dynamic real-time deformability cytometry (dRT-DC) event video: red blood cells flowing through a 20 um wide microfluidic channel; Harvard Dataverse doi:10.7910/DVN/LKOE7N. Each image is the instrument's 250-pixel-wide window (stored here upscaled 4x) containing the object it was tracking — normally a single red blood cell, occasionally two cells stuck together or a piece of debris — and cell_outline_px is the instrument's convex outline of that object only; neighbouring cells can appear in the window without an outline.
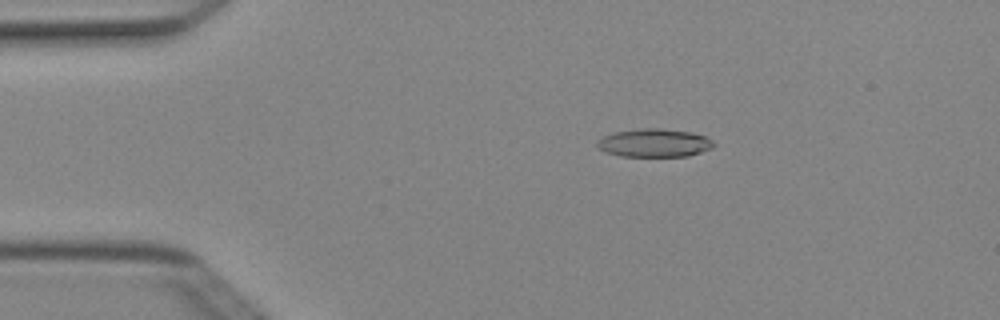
{"species": "Egyptian fruit bat (a non-hibernating species)", "species_latin": "Rousettus aegyptiacus", "temperature_condition": "cold", "stored_images_in_passage": 3, "camera_frame_rate_fps": 3000, "um_per_image_px": 0.085, "animal": {"sex": "female"}, "frame": {"image": 1, "passage_image": 1, "time_ms": 0.0, "image_size_px": [1000, 320], "cell_outline_px": [[716, 144], [712, 148], [688, 156], [620, 156], [604, 152], [596, 144], [596, 140], [612, 132], [640, 128], [660, 128], [692, 132], [704, 136], [712, 140]], "centroid_in_image_um": [55.6, 12.14], "position_along_channel_um": 29.4, "area_um2": 19.31}}
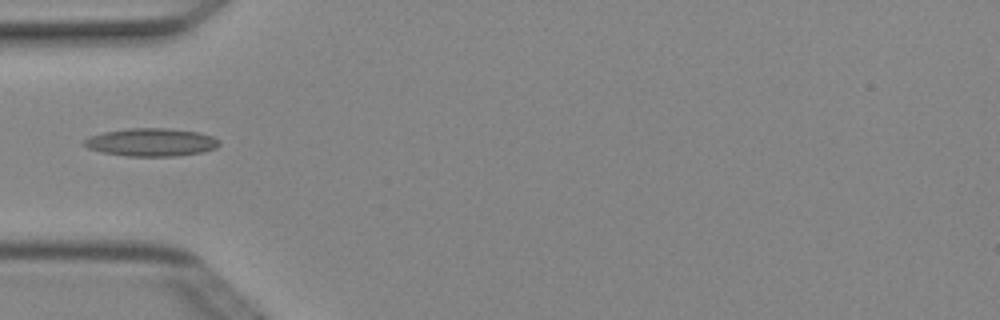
{"frame": {"image": 2, "passage_image": 2, "time_ms": 0.333, "image_size_px": [1000, 320], "cell_outline_px": [[220, 144], [216, 148], [204, 152], [176, 156], [128, 156], [104, 152], [88, 148], [80, 144], [88, 136], [104, 132], [128, 128], [168, 128], [196, 132], [212, 136], [220, 140]], "centroid_in_image_um": [12.85, 12.09], "position_along_channel_um": 72.1, "area_um2": 22.08}}
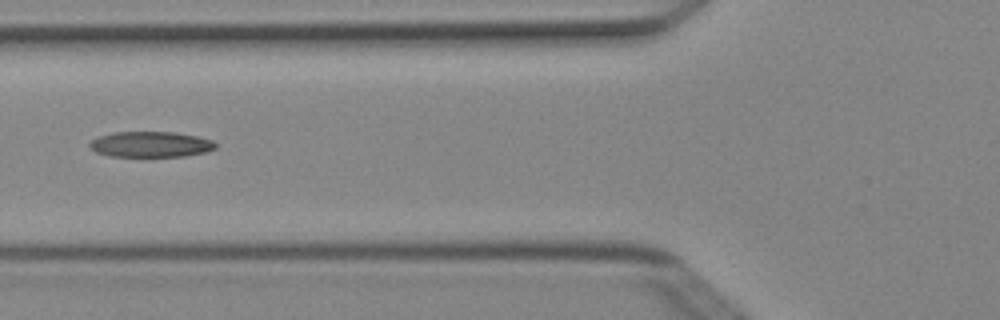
{"frame": {"image": 3, "passage_image": 3, "time_ms": 0.667, "image_size_px": [1000, 320], "cell_outline_px": [[216, 148], [208, 152], [184, 156], [108, 156], [96, 152], [88, 144], [96, 136], [112, 132], [176, 132], [196, 136], [212, 140], [216, 144]], "centroid_in_image_um": [12.8, 12.26], "position_along_channel_um": 113.0, "area_um2": 18.9}}